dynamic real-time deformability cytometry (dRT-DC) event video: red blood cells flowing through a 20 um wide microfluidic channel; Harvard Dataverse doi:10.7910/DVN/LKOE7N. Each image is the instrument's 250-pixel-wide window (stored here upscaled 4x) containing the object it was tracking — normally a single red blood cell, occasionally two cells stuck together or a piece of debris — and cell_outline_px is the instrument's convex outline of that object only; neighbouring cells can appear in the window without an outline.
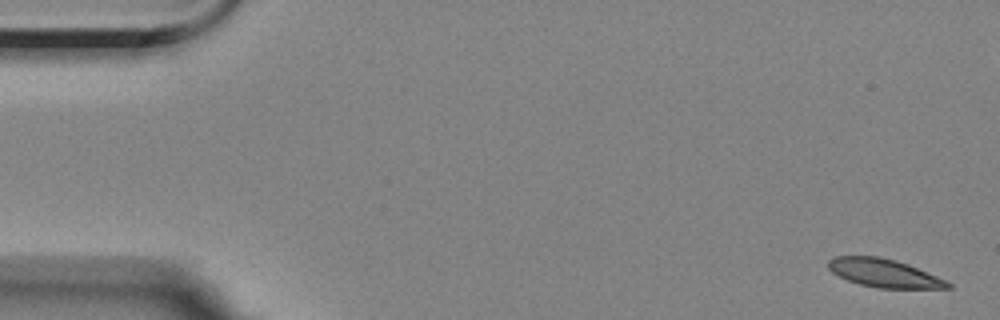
{"species": "Egyptian fruit bat (a non-hibernating species)", "species_latin": "Rousettus aegyptiacus", "temperature_condition": "room temperature", "stored_images_in_passage": 10, "camera_frame_rate_fps": 3000, "um_per_image_px": 0.085, "animal": {"sex": "female"}, "frame": {"image": 1, "passage_image": 1, "time_ms": 0.0, "image_size_px": [1000, 320], "cell_outline_px": [[952, 288], [876, 288], [860, 284], [848, 280], [832, 272], [828, 268], [828, 260], [832, 256], [880, 256], [908, 264], [936, 276], [952, 284]], "centroid_in_image_um": [75.11, 23.2], "position_along_channel_um": 9.9, "area_um2": 19.54}}
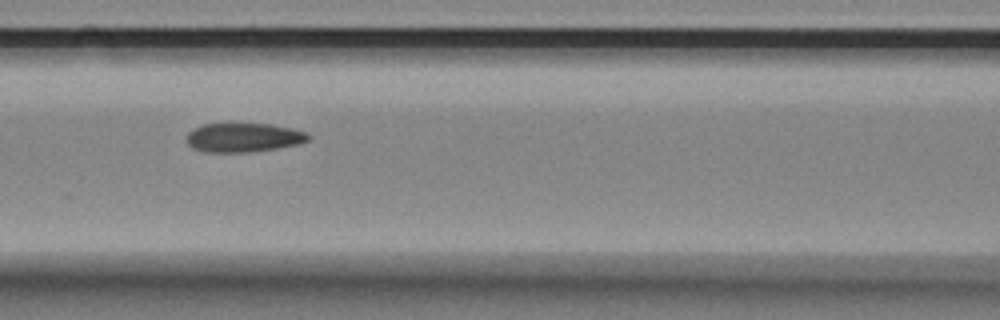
{"frame": {"image": 2, "passage_image": 6, "time_ms": 10.0, "image_size_px": [1000, 320], "cell_outline_px": [[312, 136], [308, 140], [300, 144], [252, 152], [204, 152], [192, 148], [184, 140], [188, 132], [192, 128], [200, 124], [272, 124], [292, 128], [308, 132]], "centroid_in_image_um": [20.68, 11.69], "position_along_channel_um": 145.9, "area_um2": 20.98}}
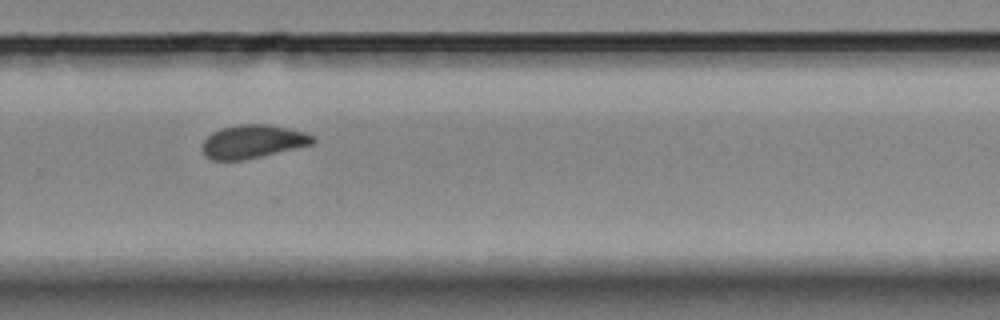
{"frame": {"image": 3, "passage_image": 10, "time_ms": 14.667, "image_size_px": [1000, 320], "cell_outline_px": [[316, 140], [312, 144], [244, 160], [212, 160], [204, 156], [204, 140], [212, 132], [220, 128], [240, 124], [268, 124], [304, 132], [316, 136]], "centroid_in_image_um": [21.49, 12.03], "position_along_channel_um": 308.3, "area_um2": 21.33}}